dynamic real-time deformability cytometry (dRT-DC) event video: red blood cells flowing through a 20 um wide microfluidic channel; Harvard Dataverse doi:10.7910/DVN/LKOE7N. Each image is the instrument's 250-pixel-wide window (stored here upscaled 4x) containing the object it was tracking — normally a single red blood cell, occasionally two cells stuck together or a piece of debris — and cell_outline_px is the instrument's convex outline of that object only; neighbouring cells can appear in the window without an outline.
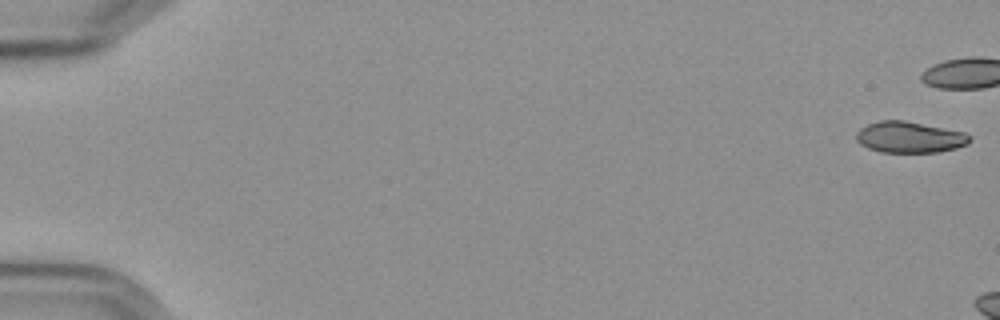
{"species": "Egyptian fruit bat (a non-hibernating species)", "species_latin": "Rousettus aegyptiacus", "temperature_condition": "cold", "stored_images_in_passage": 8, "camera_frame_rate_fps": 3000, "um_per_image_px": 0.085, "frame": {"image": 1, "passage_image": 1, "time_ms": 0.0, "image_size_px": [1000, 320], "cell_outline_px": [[972, 140], [968, 144], [956, 148], [940, 152], [880, 152], [868, 148], [860, 144], [856, 140], [856, 132], [860, 128], [868, 124], [880, 120], [904, 120], [964, 132], [972, 136]], "centroid_in_image_um": [77.32, 11.66], "position_along_channel_um": 7.7, "area_um2": 20.75}}